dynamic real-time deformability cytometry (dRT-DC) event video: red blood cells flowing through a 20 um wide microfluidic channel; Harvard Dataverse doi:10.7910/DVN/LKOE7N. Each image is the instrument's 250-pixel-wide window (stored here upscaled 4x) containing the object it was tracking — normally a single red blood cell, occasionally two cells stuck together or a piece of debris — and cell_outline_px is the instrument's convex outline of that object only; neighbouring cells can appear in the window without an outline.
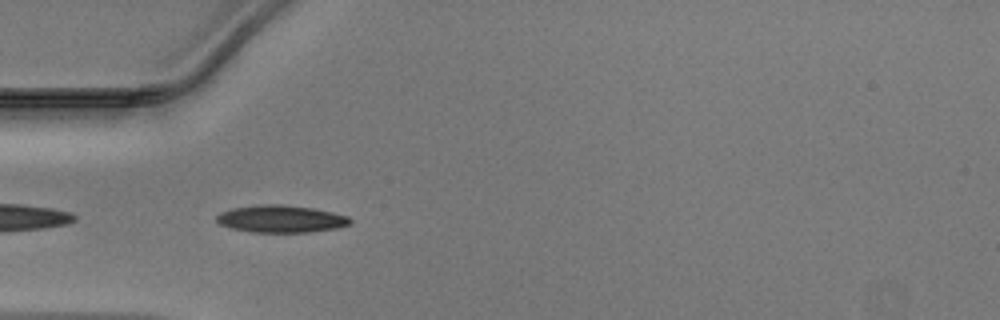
{"species": "Egyptian fruit bat (a non-hibernating species)", "species_latin": "Rousettus aegyptiacus", "temperature_condition": "warm", "stored_images_in_passage": 8, "camera_frame_rate_fps": 3000, "um_per_image_px": 0.085, "animal": {"sex": "male"}, "frame": {"image": 1, "passage_image": 2, "time_ms": 0.333, "image_size_px": [1000, 320], "cell_outline_px": [[352, 224], [336, 228], [308, 232], [252, 232], [232, 228], [220, 224], [216, 220], [216, 216], [220, 212], [232, 208], [260, 204], [280, 204], [312, 208], [332, 212], [348, 216], [352, 220]], "centroid_in_image_um": [23.88, 18.6], "position_along_channel_um": 61.1, "area_um2": 21.21}}
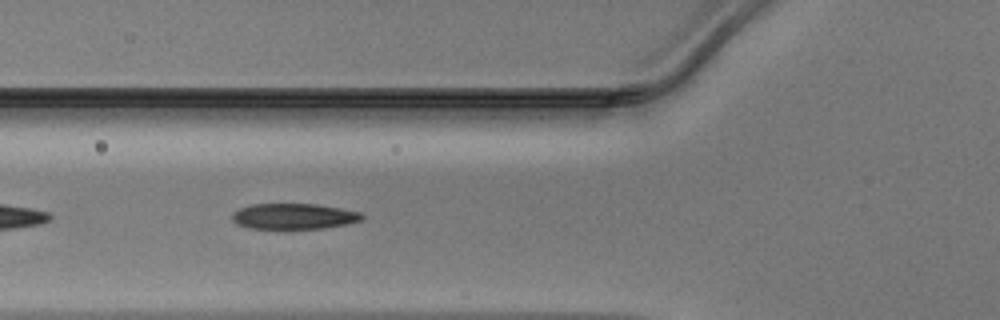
{"frame": {"image": 2, "passage_image": 5, "time_ms": 1.333, "image_size_px": [1000, 320], "cell_outline_px": [[364, 216], [360, 220], [344, 224], [324, 228], [252, 228], [236, 224], [232, 220], [232, 212], [240, 208], [252, 204], [316, 204], [340, 208], [360, 212]], "centroid_in_image_um": [24.94, 18.37], "position_along_channel_um": 100.9, "area_um2": 19.19}}